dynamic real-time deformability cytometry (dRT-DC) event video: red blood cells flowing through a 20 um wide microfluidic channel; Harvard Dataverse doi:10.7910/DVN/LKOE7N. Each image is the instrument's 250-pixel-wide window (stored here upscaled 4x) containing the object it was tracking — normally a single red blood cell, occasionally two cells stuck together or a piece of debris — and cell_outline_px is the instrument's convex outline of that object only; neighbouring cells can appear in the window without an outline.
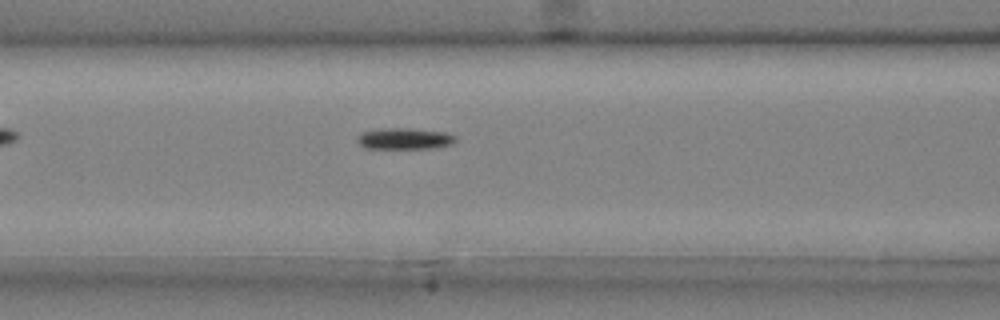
{"species": "common noctule bat (a hibernating species)", "species_latin": "Nyctalus noctula", "temperature_condition": "cold", "stored_images_in_passage": 30, "camera_frame_rate_fps": 3000, "um_per_image_px": 0.085, "animal": {"sex": "male", "body_mass_g": 20.4}, "frame": {"image": 1, "passage_image": 5, "time_ms": 1.333, "image_size_px": [1000, 320], "cell_outline_px": [[456, 140], [452, 144], [436, 148], [364, 148], [356, 140], [356, 136], [360, 132], [384, 128], [408, 128], [444, 132], [456, 136]], "centroid_in_image_um": [34.36, 11.78], "position_along_channel_um": 132.2, "area_um2": 12.25}}
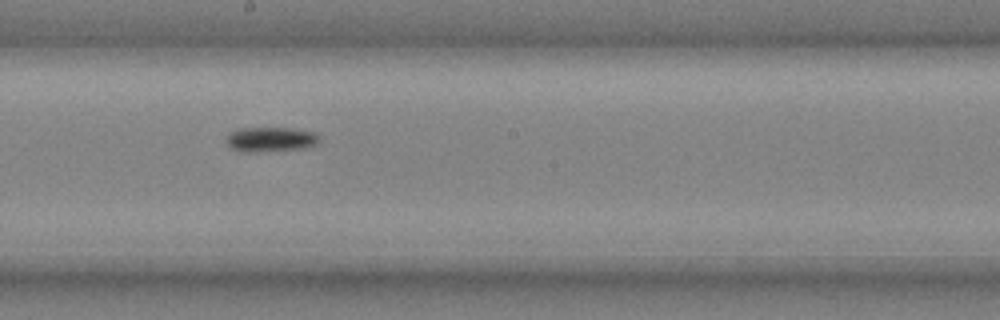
{"frame": {"image": 2, "passage_image": 12, "time_ms": 3.667, "image_size_px": [1000, 320], "cell_outline_px": [[320, 140], [316, 144], [304, 148], [256, 152], [240, 152], [232, 148], [224, 140], [228, 132], [236, 128], [292, 128], [316, 132], [320, 136]], "centroid_in_image_um": [22.97, 11.83], "position_along_channel_um": 225.2, "area_um2": 13.7}}
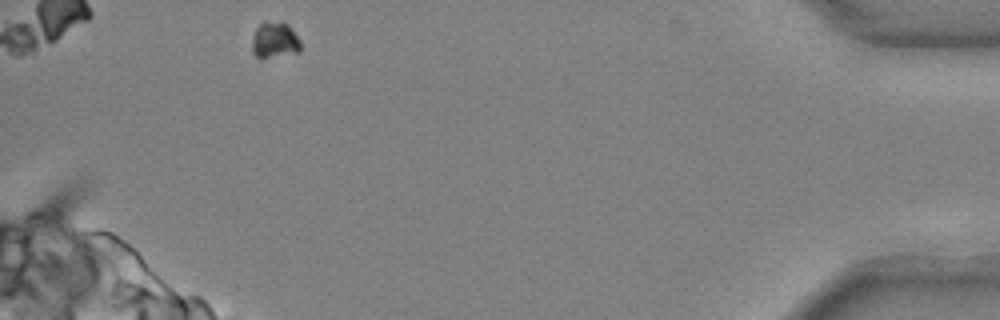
{"frame": {"image": 3, "passage_image": 30, "time_ms": 9.667, "image_size_px": [1000, 320], "cell_outline_px": [[300, 52], [260, 60], [252, 52], [252, 40], [256, 28], [264, 20], [268, 20], [288, 24], [300, 40]], "centroid_in_image_um": [23.33, 3.43], "position_along_channel_um": 411.9, "area_um2": 10.52}}